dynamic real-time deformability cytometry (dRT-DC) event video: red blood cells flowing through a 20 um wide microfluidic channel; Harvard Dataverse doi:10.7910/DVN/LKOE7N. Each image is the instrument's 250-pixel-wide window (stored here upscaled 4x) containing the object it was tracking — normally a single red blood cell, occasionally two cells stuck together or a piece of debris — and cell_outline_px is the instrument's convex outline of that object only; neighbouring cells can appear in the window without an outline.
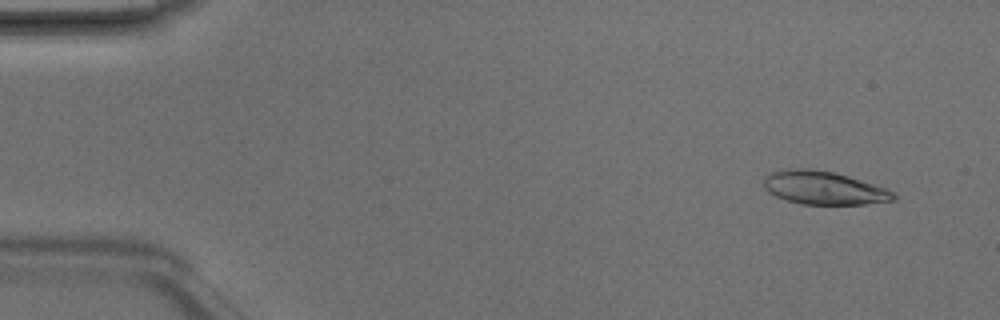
{"species": "Egyptian fruit bat (a non-hibernating species)", "species_latin": "Rousettus aegyptiacus", "temperature_condition": "room temperature", "stored_images_in_passage": 4, "camera_frame_rate_fps": 3000, "um_per_image_px": 0.085, "animal": {"sex": "male"}, "frame": {"image": 1, "passage_image": 1, "time_ms": 0.0, "image_size_px": [1000, 320], "cell_outline_px": [[896, 200], [864, 204], [800, 204], [776, 196], [768, 192], [764, 188], [764, 176], [772, 172], [792, 168], [808, 168], [832, 172], [848, 176], [884, 188], [892, 192], [896, 196]], "centroid_in_image_um": [69.98, 15.97], "position_along_channel_um": 15.0, "area_um2": 24.85}}
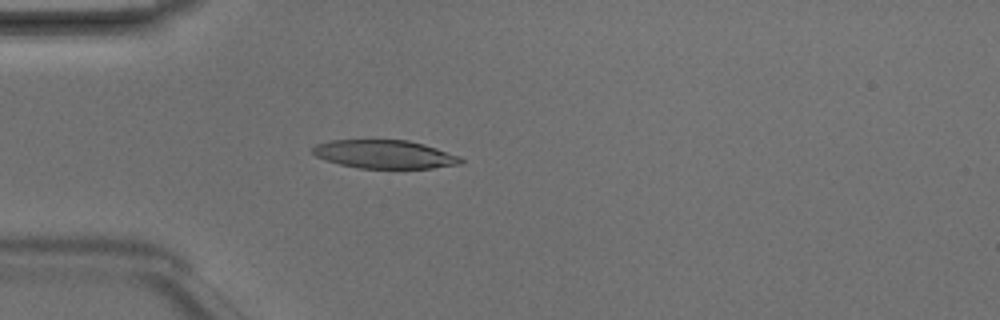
{"frame": {"image": 2, "passage_image": 4, "time_ms": 1.0, "image_size_px": [1000, 320], "cell_outline_px": [[464, 160], [460, 164], [432, 168], [356, 168], [324, 160], [316, 156], [312, 152], [312, 148], [316, 144], [332, 140], [408, 140], [424, 144], [460, 156]], "centroid_in_image_um": [32.68, 13.11], "position_along_channel_um": 52.3, "area_um2": 24.51}}